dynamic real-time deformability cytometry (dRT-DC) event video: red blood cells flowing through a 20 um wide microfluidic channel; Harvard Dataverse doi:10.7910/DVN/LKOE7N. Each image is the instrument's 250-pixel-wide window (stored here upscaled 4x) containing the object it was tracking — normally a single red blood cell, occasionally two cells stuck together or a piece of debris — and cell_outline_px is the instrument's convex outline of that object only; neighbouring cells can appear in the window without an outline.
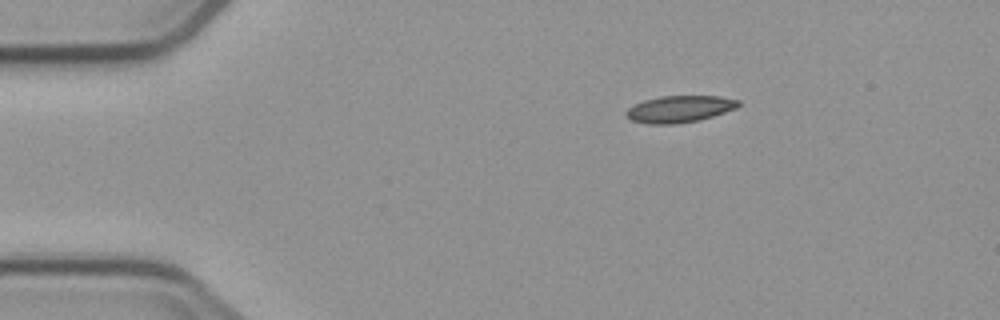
{"species": "common noctule bat (a hibernating species)", "species_latin": "Nyctalus noctula", "temperature_condition": "cold", "stored_images_in_passage": 2, "camera_frame_rate_fps": 3000, "um_per_image_px": 0.085, "animal": {"sex": "male", "body_mass_g": 23.1, "forearm_length_mm": 52.7}, "frame": {"image": 1, "passage_image": 1, "time_ms": 0.0, "image_size_px": [1000, 320], "cell_outline_px": [[740, 104], [736, 108], [700, 120], [676, 124], [648, 124], [632, 120], [624, 112], [628, 108], [644, 100], [660, 96], [720, 96], [740, 100]], "centroid_in_image_um": [57.77, 9.26], "position_along_channel_um": 27.2, "area_um2": 17.46}}